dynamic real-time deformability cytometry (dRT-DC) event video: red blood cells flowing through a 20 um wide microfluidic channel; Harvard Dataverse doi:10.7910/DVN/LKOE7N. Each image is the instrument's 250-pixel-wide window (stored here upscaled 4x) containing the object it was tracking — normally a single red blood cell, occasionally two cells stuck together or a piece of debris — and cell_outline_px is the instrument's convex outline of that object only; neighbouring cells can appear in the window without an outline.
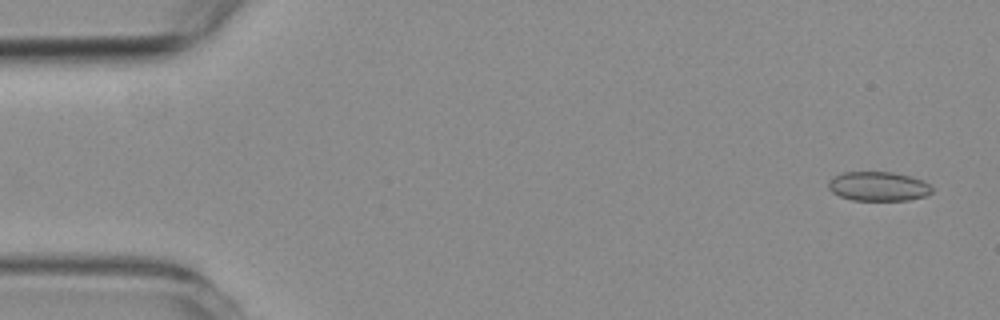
{"species": "common noctule bat (a hibernating species)", "species_latin": "Nyctalus noctula", "temperature_condition": "room temperature", "stored_images_in_passage": 57, "camera_frame_rate_fps": 3000, "um_per_image_px": 0.085, "animal": {"sex": "female", "body_mass_g": 19.3, "forearm_length_mm": 54.1}, "frame": {"image": 1, "passage_image": 3, "time_ms": 0.667, "image_size_px": [1000, 320], "cell_outline_px": [[932, 192], [928, 196], [908, 200], [852, 200], [840, 196], [832, 192], [828, 188], [828, 180], [832, 176], [844, 172], [892, 172], [924, 180], [932, 188]], "centroid_in_image_um": [74.64, 15.84], "position_along_channel_um": 10.4, "area_um2": 17.8}}
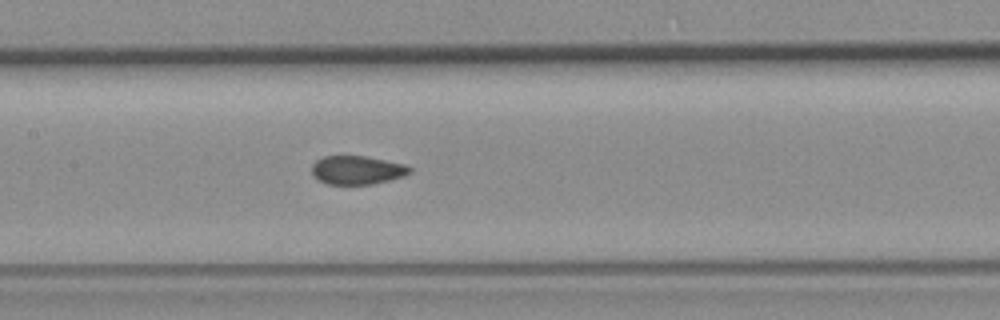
{"frame": {"image": 2, "passage_image": 27, "time_ms": 8.667, "image_size_px": [1000, 320], "cell_outline_px": [[412, 172], [404, 176], [372, 184], [328, 184], [316, 180], [312, 176], [312, 164], [316, 160], [324, 156], [364, 156], [404, 164], [412, 168]], "centroid_in_image_um": [30.32, 14.46], "position_along_channel_um": 177.1, "area_um2": 16.36}}
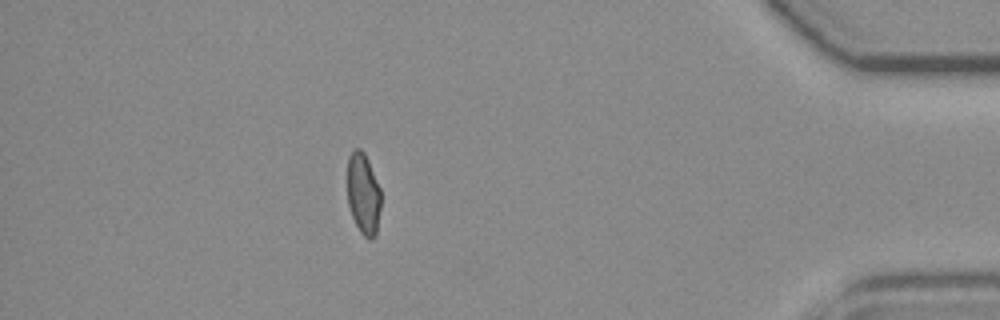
{"frame": {"image": 3, "passage_image": 50, "time_ms": 16.333, "image_size_px": [1000, 320], "cell_outline_px": [[380, 208], [376, 236], [372, 240], [368, 240], [360, 232], [352, 216], [348, 204], [348, 156], [356, 148], [360, 148], [364, 152], [368, 160], [380, 188]], "centroid_in_image_um": [30.89, 16.5], "position_along_channel_um": 404.3, "area_um2": 15.9}, "authors_computed_cell_mechanics": {"area_um2": 17.2822, "velocity_mm_per_s": 3.6415, "shape_relaxation_time_tau1_ms": null, "shape_relaxation_time_tau2_ms": 1.1676, "deformation_change_tau1": null, "deformation_change_tau2": 0.0488}}